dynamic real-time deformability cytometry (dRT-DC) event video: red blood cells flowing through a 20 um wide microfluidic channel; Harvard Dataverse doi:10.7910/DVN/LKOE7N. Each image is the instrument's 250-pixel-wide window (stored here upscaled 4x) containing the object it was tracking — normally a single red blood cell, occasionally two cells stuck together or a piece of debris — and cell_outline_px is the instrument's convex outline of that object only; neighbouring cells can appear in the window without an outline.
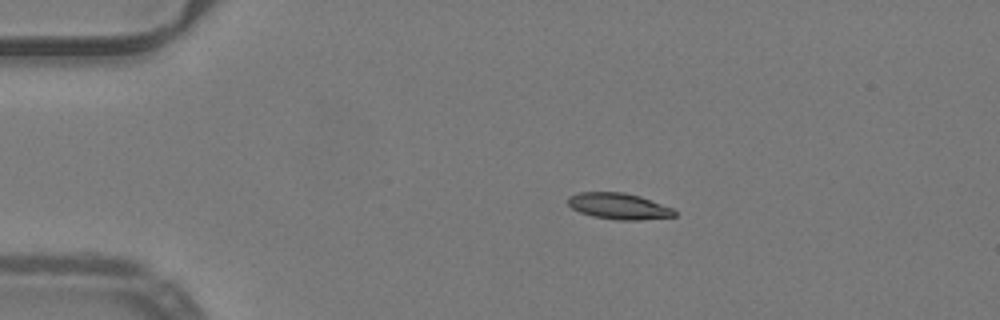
{"species": "common noctule bat (a hibernating species)", "species_latin": "Nyctalus noctula", "temperature_condition": "warm", "stored_images_in_passage": 42, "camera_frame_rate_fps": 3000, "um_per_image_px": 0.085, "animal": {"sex": "male", "body_mass_g": 19.2, "forearm_length_mm": 51.8}, "frame": {"image": 1, "passage_image": 1, "time_ms": 0.0, "image_size_px": [1000, 320], "cell_outline_px": [[676, 216], [640, 220], [620, 220], [592, 216], [580, 212], [572, 208], [568, 204], [568, 196], [580, 192], [624, 192], [640, 196], [672, 208], [676, 212]], "centroid_in_image_um": [52.59, 17.52], "position_along_channel_um": 32.4, "area_um2": 16.18}}
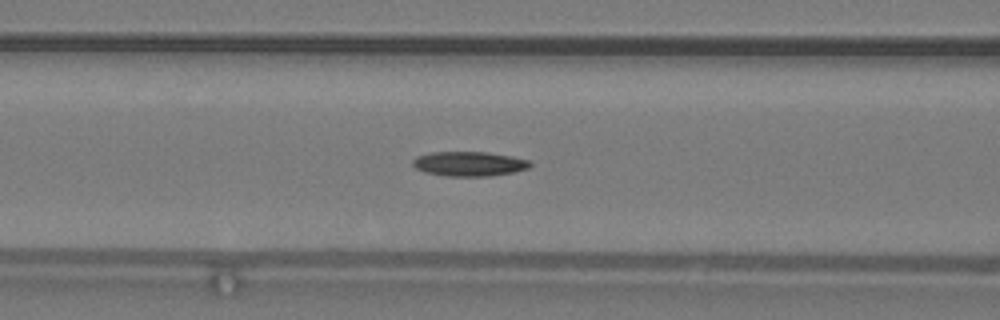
{"frame": {"image": 2, "passage_image": 12, "time_ms": 3.667, "image_size_px": [1000, 320], "cell_outline_px": [[532, 164], [528, 168], [512, 172], [488, 176], [448, 176], [424, 172], [416, 168], [412, 164], [412, 160], [416, 156], [432, 152], [488, 152], [512, 156], [532, 160]], "centroid_in_image_um": [39.89, 13.91], "position_along_channel_um": 126.7, "area_um2": 16.88}}
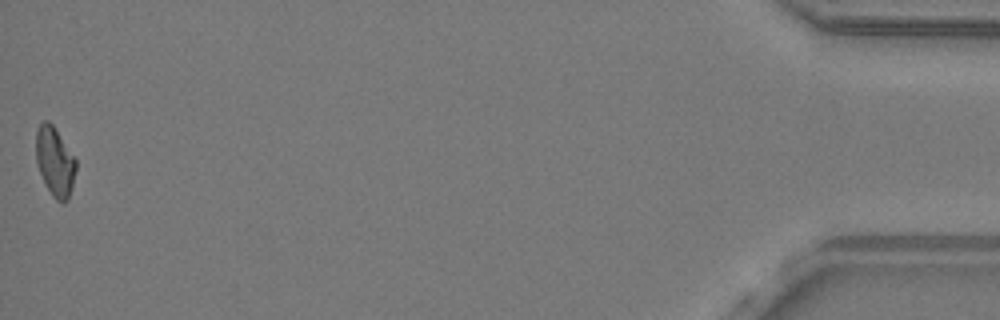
{"frame": {"image": 3, "passage_image": 42, "time_ms": 13.667, "image_size_px": [1000, 320], "cell_outline_px": [[76, 168], [72, 188], [68, 200], [64, 204], [56, 200], [52, 196], [44, 184], [36, 160], [36, 132], [40, 124], [44, 120], [48, 120], [52, 124], [76, 160]], "centroid_in_image_um": [4.66, 13.78], "position_along_channel_um": 430.5, "area_um2": 16.07}, "authors_computed_cell_mechanics": {"area_um2": 16.2418, "velocity_mm_per_s": 4.0234, "shape_relaxation_time_tau1_ms": 5.4699, "shape_relaxation_time_tau2_ms": null, "deformation_change_tau1": 0.1758, "deformation_change_tau2": null}}